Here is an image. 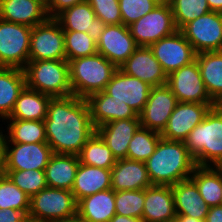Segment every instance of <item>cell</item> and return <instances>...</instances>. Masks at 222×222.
Masks as SVG:
<instances>
[{
	"instance_id": "6da1fadb",
	"label": "cell",
	"mask_w": 222,
	"mask_h": 222,
	"mask_svg": "<svg viewBox=\"0 0 222 222\" xmlns=\"http://www.w3.org/2000/svg\"><path fill=\"white\" fill-rule=\"evenodd\" d=\"M44 122L47 143L55 154L78 155L96 132L87 100L75 95L51 98Z\"/></svg>"
},
{
	"instance_id": "83f0119b",
	"label": "cell",
	"mask_w": 222,
	"mask_h": 222,
	"mask_svg": "<svg viewBox=\"0 0 222 222\" xmlns=\"http://www.w3.org/2000/svg\"><path fill=\"white\" fill-rule=\"evenodd\" d=\"M79 157L75 154H53L45 168L47 187L71 191Z\"/></svg>"
},
{
	"instance_id": "d4e9b609",
	"label": "cell",
	"mask_w": 222,
	"mask_h": 222,
	"mask_svg": "<svg viewBox=\"0 0 222 222\" xmlns=\"http://www.w3.org/2000/svg\"><path fill=\"white\" fill-rule=\"evenodd\" d=\"M176 215H187L205 221L210 207L200 196L198 187L187 179L171 186Z\"/></svg>"
},
{
	"instance_id": "277c9868",
	"label": "cell",
	"mask_w": 222,
	"mask_h": 222,
	"mask_svg": "<svg viewBox=\"0 0 222 222\" xmlns=\"http://www.w3.org/2000/svg\"><path fill=\"white\" fill-rule=\"evenodd\" d=\"M68 64L72 94L82 99L104 91L107 83L118 69L98 52L70 60Z\"/></svg>"
},
{
	"instance_id": "8d00e7d4",
	"label": "cell",
	"mask_w": 222,
	"mask_h": 222,
	"mask_svg": "<svg viewBox=\"0 0 222 222\" xmlns=\"http://www.w3.org/2000/svg\"><path fill=\"white\" fill-rule=\"evenodd\" d=\"M30 197L19 189L7 175L0 177V209H15L29 214Z\"/></svg>"
},
{
	"instance_id": "7402d4cb",
	"label": "cell",
	"mask_w": 222,
	"mask_h": 222,
	"mask_svg": "<svg viewBox=\"0 0 222 222\" xmlns=\"http://www.w3.org/2000/svg\"><path fill=\"white\" fill-rule=\"evenodd\" d=\"M140 126L139 118L121 119L99 126L96 133L119 160L127 158L128 145Z\"/></svg>"
},
{
	"instance_id": "60d3db41",
	"label": "cell",
	"mask_w": 222,
	"mask_h": 222,
	"mask_svg": "<svg viewBox=\"0 0 222 222\" xmlns=\"http://www.w3.org/2000/svg\"><path fill=\"white\" fill-rule=\"evenodd\" d=\"M122 24L129 26L151 12L160 2L157 0H118Z\"/></svg>"
},
{
	"instance_id": "836d02e7",
	"label": "cell",
	"mask_w": 222,
	"mask_h": 222,
	"mask_svg": "<svg viewBox=\"0 0 222 222\" xmlns=\"http://www.w3.org/2000/svg\"><path fill=\"white\" fill-rule=\"evenodd\" d=\"M78 157L82 164L104 169H112L117 161L112 151L96 132L82 147Z\"/></svg>"
},
{
	"instance_id": "ac0fdd59",
	"label": "cell",
	"mask_w": 222,
	"mask_h": 222,
	"mask_svg": "<svg viewBox=\"0 0 222 222\" xmlns=\"http://www.w3.org/2000/svg\"><path fill=\"white\" fill-rule=\"evenodd\" d=\"M119 69L151 87L167 84V74L149 47H138Z\"/></svg>"
},
{
	"instance_id": "d6986e66",
	"label": "cell",
	"mask_w": 222,
	"mask_h": 222,
	"mask_svg": "<svg viewBox=\"0 0 222 222\" xmlns=\"http://www.w3.org/2000/svg\"><path fill=\"white\" fill-rule=\"evenodd\" d=\"M55 19L63 31L88 33L96 42L106 27V24L96 17L93 8L87 1L63 10Z\"/></svg>"
},
{
	"instance_id": "db71d44e",
	"label": "cell",
	"mask_w": 222,
	"mask_h": 222,
	"mask_svg": "<svg viewBox=\"0 0 222 222\" xmlns=\"http://www.w3.org/2000/svg\"><path fill=\"white\" fill-rule=\"evenodd\" d=\"M159 1L160 3H164V2H168L169 0H157Z\"/></svg>"
},
{
	"instance_id": "ee69618b",
	"label": "cell",
	"mask_w": 222,
	"mask_h": 222,
	"mask_svg": "<svg viewBox=\"0 0 222 222\" xmlns=\"http://www.w3.org/2000/svg\"><path fill=\"white\" fill-rule=\"evenodd\" d=\"M24 214L15 209H0V222H19Z\"/></svg>"
},
{
	"instance_id": "f907efd6",
	"label": "cell",
	"mask_w": 222,
	"mask_h": 222,
	"mask_svg": "<svg viewBox=\"0 0 222 222\" xmlns=\"http://www.w3.org/2000/svg\"><path fill=\"white\" fill-rule=\"evenodd\" d=\"M19 222H46L30 214H25Z\"/></svg>"
},
{
	"instance_id": "681fc988",
	"label": "cell",
	"mask_w": 222,
	"mask_h": 222,
	"mask_svg": "<svg viewBox=\"0 0 222 222\" xmlns=\"http://www.w3.org/2000/svg\"><path fill=\"white\" fill-rule=\"evenodd\" d=\"M175 221L176 222H205V221H202V220H199L194 217L187 216V215H176Z\"/></svg>"
},
{
	"instance_id": "f35d334b",
	"label": "cell",
	"mask_w": 222,
	"mask_h": 222,
	"mask_svg": "<svg viewBox=\"0 0 222 222\" xmlns=\"http://www.w3.org/2000/svg\"><path fill=\"white\" fill-rule=\"evenodd\" d=\"M145 189L115 192V212L117 215L142 219Z\"/></svg>"
},
{
	"instance_id": "d590c367",
	"label": "cell",
	"mask_w": 222,
	"mask_h": 222,
	"mask_svg": "<svg viewBox=\"0 0 222 222\" xmlns=\"http://www.w3.org/2000/svg\"><path fill=\"white\" fill-rule=\"evenodd\" d=\"M174 23L177 30L185 24L208 13L210 10L207 0H169Z\"/></svg>"
},
{
	"instance_id": "e0dca14e",
	"label": "cell",
	"mask_w": 222,
	"mask_h": 222,
	"mask_svg": "<svg viewBox=\"0 0 222 222\" xmlns=\"http://www.w3.org/2000/svg\"><path fill=\"white\" fill-rule=\"evenodd\" d=\"M150 89L151 86L147 83L125 74L118 68L104 92L115 100L123 101L139 115L148 100Z\"/></svg>"
},
{
	"instance_id": "74e56055",
	"label": "cell",
	"mask_w": 222,
	"mask_h": 222,
	"mask_svg": "<svg viewBox=\"0 0 222 222\" xmlns=\"http://www.w3.org/2000/svg\"><path fill=\"white\" fill-rule=\"evenodd\" d=\"M66 60H74L97 53V42L88 33L64 31Z\"/></svg>"
},
{
	"instance_id": "4dcf8cb0",
	"label": "cell",
	"mask_w": 222,
	"mask_h": 222,
	"mask_svg": "<svg viewBox=\"0 0 222 222\" xmlns=\"http://www.w3.org/2000/svg\"><path fill=\"white\" fill-rule=\"evenodd\" d=\"M51 96L27 86L20 92L11 114L6 119L44 120Z\"/></svg>"
},
{
	"instance_id": "4316f807",
	"label": "cell",
	"mask_w": 222,
	"mask_h": 222,
	"mask_svg": "<svg viewBox=\"0 0 222 222\" xmlns=\"http://www.w3.org/2000/svg\"><path fill=\"white\" fill-rule=\"evenodd\" d=\"M115 214V191L112 189L84 197L77 204V215L86 222H109Z\"/></svg>"
},
{
	"instance_id": "e575fe53",
	"label": "cell",
	"mask_w": 222,
	"mask_h": 222,
	"mask_svg": "<svg viewBox=\"0 0 222 222\" xmlns=\"http://www.w3.org/2000/svg\"><path fill=\"white\" fill-rule=\"evenodd\" d=\"M159 132L139 127L128 145L127 159L145 162L155 151Z\"/></svg>"
},
{
	"instance_id": "b9f144b4",
	"label": "cell",
	"mask_w": 222,
	"mask_h": 222,
	"mask_svg": "<svg viewBox=\"0 0 222 222\" xmlns=\"http://www.w3.org/2000/svg\"><path fill=\"white\" fill-rule=\"evenodd\" d=\"M97 18L106 25L122 24L118 0H86Z\"/></svg>"
},
{
	"instance_id": "9c48e42d",
	"label": "cell",
	"mask_w": 222,
	"mask_h": 222,
	"mask_svg": "<svg viewBox=\"0 0 222 222\" xmlns=\"http://www.w3.org/2000/svg\"><path fill=\"white\" fill-rule=\"evenodd\" d=\"M66 60L64 31L55 18L32 28L29 61Z\"/></svg>"
},
{
	"instance_id": "1f68e13d",
	"label": "cell",
	"mask_w": 222,
	"mask_h": 222,
	"mask_svg": "<svg viewBox=\"0 0 222 222\" xmlns=\"http://www.w3.org/2000/svg\"><path fill=\"white\" fill-rule=\"evenodd\" d=\"M7 130L0 129L4 143L47 142L44 120L5 119ZM9 123V124H8ZM3 132L5 134H3Z\"/></svg>"
},
{
	"instance_id": "ffe728a7",
	"label": "cell",
	"mask_w": 222,
	"mask_h": 222,
	"mask_svg": "<svg viewBox=\"0 0 222 222\" xmlns=\"http://www.w3.org/2000/svg\"><path fill=\"white\" fill-rule=\"evenodd\" d=\"M49 18L46 0H0V19L33 28Z\"/></svg>"
},
{
	"instance_id": "9a60e30c",
	"label": "cell",
	"mask_w": 222,
	"mask_h": 222,
	"mask_svg": "<svg viewBox=\"0 0 222 222\" xmlns=\"http://www.w3.org/2000/svg\"><path fill=\"white\" fill-rule=\"evenodd\" d=\"M4 144L6 170H45L54 154L47 142Z\"/></svg>"
},
{
	"instance_id": "f5cc1de1",
	"label": "cell",
	"mask_w": 222,
	"mask_h": 222,
	"mask_svg": "<svg viewBox=\"0 0 222 222\" xmlns=\"http://www.w3.org/2000/svg\"><path fill=\"white\" fill-rule=\"evenodd\" d=\"M215 167L222 173V159L219 161V163Z\"/></svg>"
},
{
	"instance_id": "30bf717a",
	"label": "cell",
	"mask_w": 222,
	"mask_h": 222,
	"mask_svg": "<svg viewBox=\"0 0 222 222\" xmlns=\"http://www.w3.org/2000/svg\"><path fill=\"white\" fill-rule=\"evenodd\" d=\"M196 53L222 51V13H208L190 21L181 29Z\"/></svg>"
},
{
	"instance_id": "4fadbf2b",
	"label": "cell",
	"mask_w": 222,
	"mask_h": 222,
	"mask_svg": "<svg viewBox=\"0 0 222 222\" xmlns=\"http://www.w3.org/2000/svg\"><path fill=\"white\" fill-rule=\"evenodd\" d=\"M177 103L167 85L151 87L145 107L138 115L141 127L161 133Z\"/></svg>"
},
{
	"instance_id": "8fae6325",
	"label": "cell",
	"mask_w": 222,
	"mask_h": 222,
	"mask_svg": "<svg viewBox=\"0 0 222 222\" xmlns=\"http://www.w3.org/2000/svg\"><path fill=\"white\" fill-rule=\"evenodd\" d=\"M149 48L167 76L195 61L197 54L180 30L163 37Z\"/></svg>"
},
{
	"instance_id": "cb8c5ba5",
	"label": "cell",
	"mask_w": 222,
	"mask_h": 222,
	"mask_svg": "<svg viewBox=\"0 0 222 222\" xmlns=\"http://www.w3.org/2000/svg\"><path fill=\"white\" fill-rule=\"evenodd\" d=\"M176 218L171 186L152 185L145 189L143 222H167Z\"/></svg>"
},
{
	"instance_id": "f546056e",
	"label": "cell",
	"mask_w": 222,
	"mask_h": 222,
	"mask_svg": "<svg viewBox=\"0 0 222 222\" xmlns=\"http://www.w3.org/2000/svg\"><path fill=\"white\" fill-rule=\"evenodd\" d=\"M26 86L24 69L0 67V119L11 114L20 92Z\"/></svg>"
},
{
	"instance_id": "c3c4849f",
	"label": "cell",
	"mask_w": 222,
	"mask_h": 222,
	"mask_svg": "<svg viewBox=\"0 0 222 222\" xmlns=\"http://www.w3.org/2000/svg\"><path fill=\"white\" fill-rule=\"evenodd\" d=\"M211 11L222 13V0H207Z\"/></svg>"
},
{
	"instance_id": "7c38bea8",
	"label": "cell",
	"mask_w": 222,
	"mask_h": 222,
	"mask_svg": "<svg viewBox=\"0 0 222 222\" xmlns=\"http://www.w3.org/2000/svg\"><path fill=\"white\" fill-rule=\"evenodd\" d=\"M178 102L215 103L205 88L197 61L167 76V84Z\"/></svg>"
},
{
	"instance_id": "d6a6232c",
	"label": "cell",
	"mask_w": 222,
	"mask_h": 222,
	"mask_svg": "<svg viewBox=\"0 0 222 222\" xmlns=\"http://www.w3.org/2000/svg\"><path fill=\"white\" fill-rule=\"evenodd\" d=\"M190 179L209 206L222 204V173L214 166H196Z\"/></svg>"
},
{
	"instance_id": "2e32d148",
	"label": "cell",
	"mask_w": 222,
	"mask_h": 222,
	"mask_svg": "<svg viewBox=\"0 0 222 222\" xmlns=\"http://www.w3.org/2000/svg\"><path fill=\"white\" fill-rule=\"evenodd\" d=\"M138 48L124 24L106 25L97 41V52L119 68Z\"/></svg>"
},
{
	"instance_id": "8992f818",
	"label": "cell",
	"mask_w": 222,
	"mask_h": 222,
	"mask_svg": "<svg viewBox=\"0 0 222 222\" xmlns=\"http://www.w3.org/2000/svg\"><path fill=\"white\" fill-rule=\"evenodd\" d=\"M77 204L71 191L46 187L30 197L29 214L46 222H59L76 216Z\"/></svg>"
},
{
	"instance_id": "44dd1931",
	"label": "cell",
	"mask_w": 222,
	"mask_h": 222,
	"mask_svg": "<svg viewBox=\"0 0 222 222\" xmlns=\"http://www.w3.org/2000/svg\"><path fill=\"white\" fill-rule=\"evenodd\" d=\"M91 121L95 128L121 119L139 118L138 114L123 101L115 100L104 91L90 95L87 99Z\"/></svg>"
},
{
	"instance_id": "bcb514c9",
	"label": "cell",
	"mask_w": 222,
	"mask_h": 222,
	"mask_svg": "<svg viewBox=\"0 0 222 222\" xmlns=\"http://www.w3.org/2000/svg\"><path fill=\"white\" fill-rule=\"evenodd\" d=\"M6 175V158H5V144L2 132H0V177Z\"/></svg>"
},
{
	"instance_id": "52a82bcc",
	"label": "cell",
	"mask_w": 222,
	"mask_h": 222,
	"mask_svg": "<svg viewBox=\"0 0 222 222\" xmlns=\"http://www.w3.org/2000/svg\"><path fill=\"white\" fill-rule=\"evenodd\" d=\"M32 28L0 19V67L24 69L29 62Z\"/></svg>"
},
{
	"instance_id": "7dc6e473",
	"label": "cell",
	"mask_w": 222,
	"mask_h": 222,
	"mask_svg": "<svg viewBox=\"0 0 222 222\" xmlns=\"http://www.w3.org/2000/svg\"><path fill=\"white\" fill-rule=\"evenodd\" d=\"M109 222H143L142 219L115 214Z\"/></svg>"
},
{
	"instance_id": "ba28073f",
	"label": "cell",
	"mask_w": 222,
	"mask_h": 222,
	"mask_svg": "<svg viewBox=\"0 0 222 222\" xmlns=\"http://www.w3.org/2000/svg\"><path fill=\"white\" fill-rule=\"evenodd\" d=\"M128 28L138 47H150L177 31L169 2L159 3Z\"/></svg>"
},
{
	"instance_id": "484cf974",
	"label": "cell",
	"mask_w": 222,
	"mask_h": 222,
	"mask_svg": "<svg viewBox=\"0 0 222 222\" xmlns=\"http://www.w3.org/2000/svg\"><path fill=\"white\" fill-rule=\"evenodd\" d=\"M111 189V169L79 163L71 192L77 202L99 191Z\"/></svg>"
},
{
	"instance_id": "f1b7e54d",
	"label": "cell",
	"mask_w": 222,
	"mask_h": 222,
	"mask_svg": "<svg viewBox=\"0 0 222 222\" xmlns=\"http://www.w3.org/2000/svg\"><path fill=\"white\" fill-rule=\"evenodd\" d=\"M197 64L207 93L222 105V51H205L196 54Z\"/></svg>"
},
{
	"instance_id": "7a4b0ae2",
	"label": "cell",
	"mask_w": 222,
	"mask_h": 222,
	"mask_svg": "<svg viewBox=\"0 0 222 222\" xmlns=\"http://www.w3.org/2000/svg\"><path fill=\"white\" fill-rule=\"evenodd\" d=\"M145 164L152 185L161 186H172L190 179L197 166L184 141L162 137Z\"/></svg>"
},
{
	"instance_id": "816d5d0a",
	"label": "cell",
	"mask_w": 222,
	"mask_h": 222,
	"mask_svg": "<svg viewBox=\"0 0 222 222\" xmlns=\"http://www.w3.org/2000/svg\"><path fill=\"white\" fill-rule=\"evenodd\" d=\"M59 222H86L85 220H83L81 217H79L78 215L59 221Z\"/></svg>"
},
{
	"instance_id": "ab89813d",
	"label": "cell",
	"mask_w": 222,
	"mask_h": 222,
	"mask_svg": "<svg viewBox=\"0 0 222 222\" xmlns=\"http://www.w3.org/2000/svg\"><path fill=\"white\" fill-rule=\"evenodd\" d=\"M6 175L29 197L47 187L45 170H6Z\"/></svg>"
},
{
	"instance_id": "3957f363",
	"label": "cell",
	"mask_w": 222,
	"mask_h": 222,
	"mask_svg": "<svg viewBox=\"0 0 222 222\" xmlns=\"http://www.w3.org/2000/svg\"><path fill=\"white\" fill-rule=\"evenodd\" d=\"M184 143L197 166H216L222 159V105L211 107Z\"/></svg>"
},
{
	"instance_id": "7bdbcfd3",
	"label": "cell",
	"mask_w": 222,
	"mask_h": 222,
	"mask_svg": "<svg viewBox=\"0 0 222 222\" xmlns=\"http://www.w3.org/2000/svg\"><path fill=\"white\" fill-rule=\"evenodd\" d=\"M86 0H46V9L49 18H55L63 10Z\"/></svg>"
},
{
	"instance_id": "5bb4252c",
	"label": "cell",
	"mask_w": 222,
	"mask_h": 222,
	"mask_svg": "<svg viewBox=\"0 0 222 222\" xmlns=\"http://www.w3.org/2000/svg\"><path fill=\"white\" fill-rule=\"evenodd\" d=\"M216 103L178 102L165 129L160 133L167 140L184 141L190 131L202 122Z\"/></svg>"
},
{
	"instance_id": "f6af8a7d",
	"label": "cell",
	"mask_w": 222,
	"mask_h": 222,
	"mask_svg": "<svg viewBox=\"0 0 222 222\" xmlns=\"http://www.w3.org/2000/svg\"><path fill=\"white\" fill-rule=\"evenodd\" d=\"M205 222H222V205L210 207Z\"/></svg>"
},
{
	"instance_id": "5b68a950",
	"label": "cell",
	"mask_w": 222,
	"mask_h": 222,
	"mask_svg": "<svg viewBox=\"0 0 222 222\" xmlns=\"http://www.w3.org/2000/svg\"><path fill=\"white\" fill-rule=\"evenodd\" d=\"M24 73L26 86L30 89L52 98L73 95L67 60L29 61Z\"/></svg>"
},
{
	"instance_id": "603a6c76",
	"label": "cell",
	"mask_w": 222,
	"mask_h": 222,
	"mask_svg": "<svg viewBox=\"0 0 222 222\" xmlns=\"http://www.w3.org/2000/svg\"><path fill=\"white\" fill-rule=\"evenodd\" d=\"M151 186L145 162L119 159L111 169V189L115 192L143 190Z\"/></svg>"
}]
</instances>
